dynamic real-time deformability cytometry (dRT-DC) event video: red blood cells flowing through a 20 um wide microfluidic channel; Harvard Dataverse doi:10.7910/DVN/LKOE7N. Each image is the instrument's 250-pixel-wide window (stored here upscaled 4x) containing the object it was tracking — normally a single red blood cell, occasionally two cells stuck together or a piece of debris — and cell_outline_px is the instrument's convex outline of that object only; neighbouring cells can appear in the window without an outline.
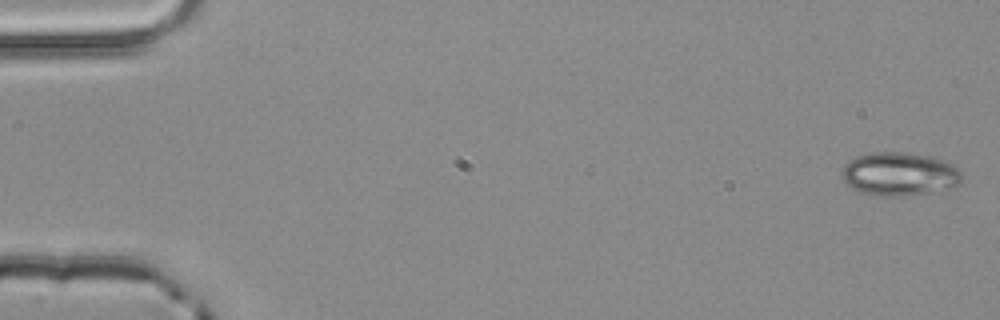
{"species": "common noctule bat (a hibernating species)", "species_latin": "Nyctalus noctula", "temperature_condition": "room temperature", "stored_images_in_passage": 4, "camera_frame_rate_fps": 3000, "um_per_image_px": 0.085, "animal": {"sex": "male", "body_mass_g": 20.4}, "frame": {"image": 1, "passage_image": 1, "time_ms": 0.0, "image_size_px": [1000, 320], "cell_outline_px": [[960, 180], [952, 188], [896, 196], [880, 196], [860, 192], [852, 188], [840, 176], [840, 172], [844, 164], [848, 160], [856, 156], [872, 152], [904, 152], [928, 156], [952, 164], [960, 168]], "centroid_in_image_um": [76.38, 14.77], "position_along_channel_um": 8.6, "area_um2": 30.11}}